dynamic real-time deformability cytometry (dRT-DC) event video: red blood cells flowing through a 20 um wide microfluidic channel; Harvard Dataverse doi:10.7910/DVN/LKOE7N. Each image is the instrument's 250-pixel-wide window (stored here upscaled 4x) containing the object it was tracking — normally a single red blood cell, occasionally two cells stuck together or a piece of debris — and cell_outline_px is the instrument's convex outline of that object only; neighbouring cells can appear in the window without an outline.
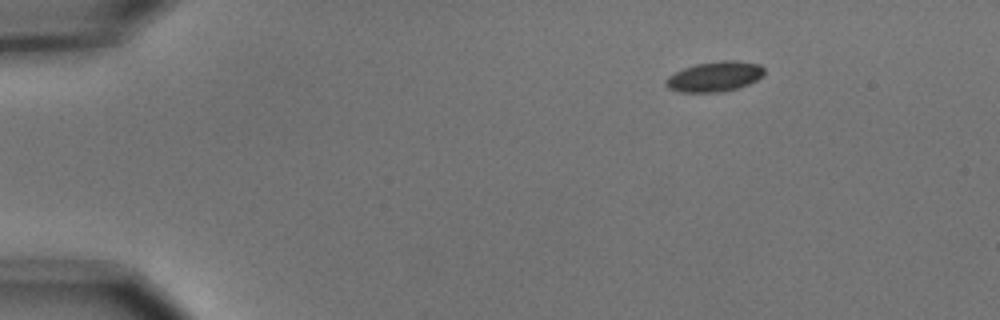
{"species": "common noctule bat (a hibernating species)", "species_latin": "Nyctalus noctula", "temperature_condition": "cold", "stored_images_in_passage": 5, "camera_frame_rate_fps": 3000, "um_per_image_px": 0.085, "animal": {"sex": "male", "body_mass_g": 15.6}, "frame": {"image": 1, "passage_image": 1, "time_ms": 0.0, "image_size_px": [1000, 320], "cell_outline_px": [[764, 72], [756, 80], [748, 84], [724, 92], [680, 92], [668, 88], [664, 84], [664, 80], [668, 76], [684, 68], [696, 64], [724, 60], [732, 60], [760, 64], [764, 68]], "centroid_in_image_um": [60.71, 6.51], "position_along_channel_um": 24.3, "area_um2": 17.17}}
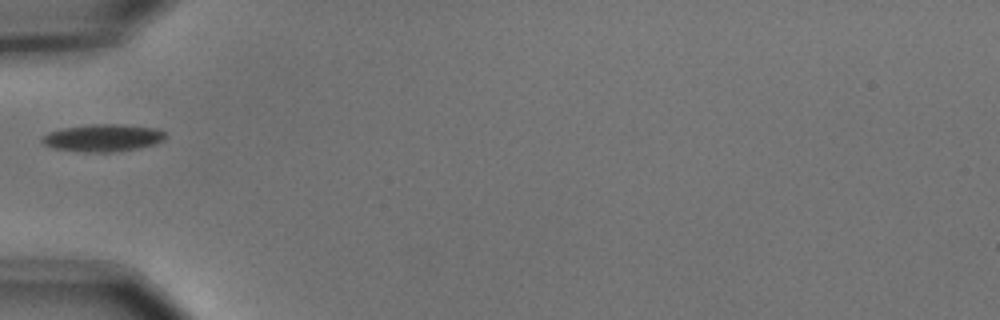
{"frame": {"image": 2, "passage_image": 4, "time_ms": 1.0, "image_size_px": [1000, 320], "cell_outline_px": [[164, 140], [156, 144], [140, 148], [112, 152], [84, 152], [52, 148], [44, 144], [40, 140], [40, 136], [48, 132], [60, 128], [92, 124], [116, 124], [156, 128], [164, 132]], "centroid_in_image_um": [8.7, 11.72], "position_along_channel_um": 76.3, "area_um2": 19.83}}
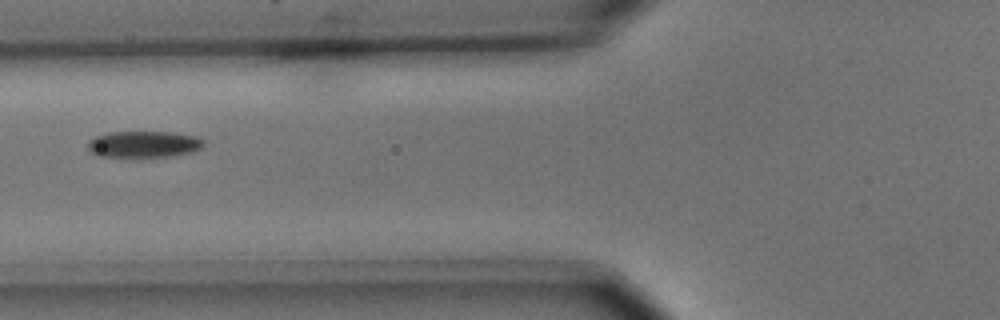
{"frame": {"image": 3, "passage_image": 5, "time_ms": 1.333, "image_size_px": [1000, 320], "cell_outline_px": [[204, 144], [200, 148], [192, 152], [172, 156], [96, 156], [88, 148], [88, 140], [96, 136], [108, 132], [172, 132], [196, 136], [204, 140]], "centroid_in_image_um": [12.22, 12.25], "position_along_channel_um": 113.6, "area_um2": 17.74}}